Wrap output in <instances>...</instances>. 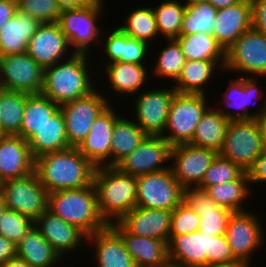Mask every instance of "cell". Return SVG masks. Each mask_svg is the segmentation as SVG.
<instances>
[{
  "label": "cell",
  "instance_id": "1",
  "mask_svg": "<svg viewBox=\"0 0 266 267\" xmlns=\"http://www.w3.org/2000/svg\"><path fill=\"white\" fill-rule=\"evenodd\" d=\"M96 167L76 147L35 158L34 170L48 193L76 189L93 183Z\"/></svg>",
  "mask_w": 266,
  "mask_h": 267
},
{
  "label": "cell",
  "instance_id": "2",
  "mask_svg": "<svg viewBox=\"0 0 266 267\" xmlns=\"http://www.w3.org/2000/svg\"><path fill=\"white\" fill-rule=\"evenodd\" d=\"M90 57L89 54L73 53L44 68L41 94L59 105L89 95L98 87L97 80H92L90 74L93 72L90 67H94L89 64Z\"/></svg>",
  "mask_w": 266,
  "mask_h": 267
},
{
  "label": "cell",
  "instance_id": "3",
  "mask_svg": "<svg viewBox=\"0 0 266 267\" xmlns=\"http://www.w3.org/2000/svg\"><path fill=\"white\" fill-rule=\"evenodd\" d=\"M93 184L97 207L107 224L119 221L136 207L137 177L120 172L116 167H96Z\"/></svg>",
  "mask_w": 266,
  "mask_h": 267
},
{
  "label": "cell",
  "instance_id": "4",
  "mask_svg": "<svg viewBox=\"0 0 266 267\" xmlns=\"http://www.w3.org/2000/svg\"><path fill=\"white\" fill-rule=\"evenodd\" d=\"M47 209L78 227L87 236L108 225L98 211L97 193L93 183L83 188L48 193Z\"/></svg>",
  "mask_w": 266,
  "mask_h": 267
},
{
  "label": "cell",
  "instance_id": "5",
  "mask_svg": "<svg viewBox=\"0 0 266 267\" xmlns=\"http://www.w3.org/2000/svg\"><path fill=\"white\" fill-rule=\"evenodd\" d=\"M104 3V0H99L96 4L83 8L62 9L57 23L74 53L92 55L93 45H100L103 27L99 26L98 22L100 23L99 20L106 9Z\"/></svg>",
  "mask_w": 266,
  "mask_h": 267
},
{
  "label": "cell",
  "instance_id": "6",
  "mask_svg": "<svg viewBox=\"0 0 266 267\" xmlns=\"http://www.w3.org/2000/svg\"><path fill=\"white\" fill-rule=\"evenodd\" d=\"M207 100L205 94L175 93L161 135L172 147L191 142L198 122L210 107Z\"/></svg>",
  "mask_w": 266,
  "mask_h": 267
},
{
  "label": "cell",
  "instance_id": "7",
  "mask_svg": "<svg viewBox=\"0 0 266 267\" xmlns=\"http://www.w3.org/2000/svg\"><path fill=\"white\" fill-rule=\"evenodd\" d=\"M229 71L266 78V35L253 27L244 32L225 52L224 74Z\"/></svg>",
  "mask_w": 266,
  "mask_h": 267
},
{
  "label": "cell",
  "instance_id": "8",
  "mask_svg": "<svg viewBox=\"0 0 266 267\" xmlns=\"http://www.w3.org/2000/svg\"><path fill=\"white\" fill-rule=\"evenodd\" d=\"M263 151L256 119L231 120L218 154L247 172Z\"/></svg>",
  "mask_w": 266,
  "mask_h": 267
},
{
  "label": "cell",
  "instance_id": "9",
  "mask_svg": "<svg viewBox=\"0 0 266 267\" xmlns=\"http://www.w3.org/2000/svg\"><path fill=\"white\" fill-rule=\"evenodd\" d=\"M0 195L7 209L26 215L33 221L47 210L48 192L35 170L23 177L1 182Z\"/></svg>",
  "mask_w": 266,
  "mask_h": 267
},
{
  "label": "cell",
  "instance_id": "10",
  "mask_svg": "<svg viewBox=\"0 0 266 267\" xmlns=\"http://www.w3.org/2000/svg\"><path fill=\"white\" fill-rule=\"evenodd\" d=\"M233 78L234 80H229L230 83H228L227 89L221 93L220 101H222L221 105L223 106H220L221 108H215L230 121L256 119L266 109V97L262 95L263 89H261L258 81H256L259 80L258 78L261 79V77L238 76ZM263 97L265 100H262ZM259 99H261V104L259 103ZM257 102L259 103V107L257 106V110L254 112L251 111L249 108L256 106L255 104H258Z\"/></svg>",
  "mask_w": 266,
  "mask_h": 267
},
{
  "label": "cell",
  "instance_id": "11",
  "mask_svg": "<svg viewBox=\"0 0 266 267\" xmlns=\"http://www.w3.org/2000/svg\"><path fill=\"white\" fill-rule=\"evenodd\" d=\"M249 211L247 209L246 211L233 212L229 218L225 234L233 257L247 267H251L253 263L251 257L255 255L256 249L260 251L259 247L261 248L265 244L263 243L265 241V228L260 222L262 214L257 215Z\"/></svg>",
  "mask_w": 266,
  "mask_h": 267
},
{
  "label": "cell",
  "instance_id": "12",
  "mask_svg": "<svg viewBox=\"0 0 266 267\" xmlns=\"http://www.w3.org/2000/svg\"><path fill=\"white\" fill-rule=\"evenodd\" d=\"M101 92L96 88L85 97L60 105L69 147H77L88 135L94 120L111 105L109 96Z\"/></svg>",
  "mask_w": 266,
  "mask_h": 267
},
{
  "label": "cell",
  "instance_id": "13",
  "mask_svg": "<svg viewBox=\"0 0 266 267\" xmlns=\"http://www.w3.org/2000/svg\"><path fill=\"white\" fill-rule=\"evenodd\" d=\"M183 202V187L171 168L137 176L136 206L174 210Z\"/></svg>",
  "mask_w": 266,
  "mask_h": 267
},
{
  "label": "cell",
  "instance_id": "14",
  "mask_svg": "<svg viewBox=\"0 0 266 267\" xmlns=\"http://www.w3.org/2000/svg\"><path fill=\"white\" fill-rule=\"evenodd\" d=\"M44 69L27 53L0 56V88L40 94Z\"/></svg>",
  "mask_w": 266,
  "mask_h": 267
},
{
  "label": "cell",
  "instance_id": "15",
  "mask_svg": "<svg viewBox=\"0 0 266 267\" xmlns=\"http://www.w3.org/2000/svg\"><path fill=\"white\" fill-rule=\"evenodd\" d=\"M171 86L142 90L132 100L136 118L133 120L147 135H162L165 131L170 103L177 92Z\"/></svg>",
  "mask_w": 266,
  "mask_h": 267
},
{
  "label": "cell",
  "instance_id": "16",
  "mask_svg": "<svg viewBox=\"0 0 266 267\" xmlns=\"http://www.w3.org/2000/svg\"><path fill=\"white\" fill-rule=\"evenodd\" d=\"M171 148L161 135H147L141 144L115 167L122 173L136 177L165 170L170 167Z\"/></svg>",
  "mask_w": 266,
  "mask_h": 267
},
{
  "label": "cell",
  "instance_id": "17",
  "mask_svg": "<svg viewBox=\"0 0 266 267\" xmlns=\"http://www.w3.org/2000/svg\"><path fill=\"white\" fill-rule=\"evenodd\" d=\"M217 154L191 144L176 145L171 148L170 168L183 188L198 187Z\"/></svg>",
  "mask_w": 266,
  "mask_h": 267
},
{
  "label": "cell",
  "instance_id": "18",
  "mask_svg": "<svg viewBox=\"0 0 266 267\" xmlns=\"http://www.w3.org/2000/svg\"><path fill=\"white\" fill-rule=\"evenodd\" d=\"M114 101L93 122L88 135L76 147L95 167H111V141L115 121L120 117Z\"/></svg>",
  "mask_w": 266,
  "mask_h": 267
},
{
  "label": "cell",
  "instance_id": "19",
  "mask_svg": "<svg viewBox=\"0 0 266 267\" xmlns=\"http://www.w3.org/2000/svg\"><path fill=\"white\" fill-rule=\"evenodd\" d=\"M26 52L43 69L69 58L74 53L57 22L41 24L28 41Z\"/></svg>",
  "mask_w": 266,
  "mask_h": 267
},
{
  "label": "cell",
  "instance_id": "20",
  "mask_svg": "<svg viewBox=\"0 0 266 267\" xmlns=\"http://www.w3.org/2000/svg\"><path fill=\"white\" fill-rule=\"evenodd\" d=\"M34 226L61 258L72 254L73 251L76 253L78 248L85 246L82 244L87 242V235L83 231L48 209L34 221Z\"/></svg>",
  "mask_w": 266,
  "mask_h": 267
},
{
  "label": "cell",
  "instance_id": "21",
  "mask_svg": "<svg viewBox=\"0 0 266 267\" xmlns=\"http://www.w3.org/2000/svg\"><path fill=\"white\" fill-rule=\"evenodd\" d=\"M183 202L200 217L199 231L212 236L225 235L233 211L216 204L204 189L183 188Z\"/></svg>",
  "mask_w": 266,
  "mask_h": 267
},
{
  "label": "cell",
  "instance_id": "22",
  "mask_svg": "<svg viewBox=\"0 0 266 267\" xmlns=\"http://www.w3.org/2000/svg\"><path fill=\"white\" fill-rule=\"evenodd\" d=\"M172 210L134 207L118 222L130 233L169 243Z\"/></svg>",
  "mask_w": 266,
  "mask_h": 267
},
{
  "label": "cell",
  "instance_id": "23",
  "mask_svg": "<svg viewBox=\"0 0 266 267\" xmlns=\"http://www.w3.org/2000/svg\"><path fill=\"white\" fill-rule=\"evenodd\" d=\"M167 246L170 267H203L211 255L212 235L198 230L174 236Z\"/></svg>",
  "mask_w": 266,
  "mask_h": 267
},
{
  "label": "cell",
  "instance_id": "24",
  "mask_svg": "<svg viewBox=\"0 0 266 267\" xmlns=\"http://www.w3.org/2000/svg\"><path fill=\"white\" fill-rule=\"evenodd\" d=\"M252 28V2H241L218 9L213 36L226 52L247 30Z\"/></svg>",
  "mask_w": 266,
  "mask_h": 267
},
{
  "label": "cell",
  "instance_id": "25",
  "mask_svg": "<svg viewBox=\"0 0 266 267\" xmlns=\"http://www.w3.org/2000/svg\"><path fill=\"white\" fill-rule=\"evenodd\" d=\"M109 225L121 236L137 267H170L163 240L130 234L118 221Z\"/></svg>",
  "mask_w": 266,
  "mask_h": 267
},
{
  "label": "cell",
  "instance_id": "26",
  "mask_svg": "<svg viewBox=\"0 0 266 267\" xmlns=\"http://www.w3.org/2000/svg\"><path fill=\"white\" fill-rule=\"evenodd\" d=\"M35 159L25 139L17 135L0 136V183L34 171Z\"/></svg>",
  "mask_w": 266,
  "mask_h": 267
},
{
  "label": "cell",
  "instance_id": "27",
  "mask_svg": "<svg viewBox=\"0 0 266 267\" xmlns=\"http://www.w3.org/2000/svg\"><path fill=\"white\" fill-rule=\"evenodd\" d=\"M89 242V243H88ZM88 246L94 247L97 267H137L126 250L121 236L108 224L104 229L87 236Z\"/></svg>",
  "mask_w": 266,
  "mask_h": 267
},
{
  "label": "cell",
  "instance_id": "28",
  "mask_svg": "<svg viewBox=\"0 0 266 267\" xmlns=\"http://www.w3.org/2000/svg\"><path fill=\"white\" fill-rule=\"evenodd\" d=\"M105 30L102 33L101 40V51L102 47L105 54V58L108 59L106 64H110L115 61L133 63V64H147L146 61H150L151 50L150 46L146 42L140 41L138 39L130 38L126 33H124L119 27L114 28L109 35L105 37ZM150 51V52H149ZM150 54V55H149ZM148 55L150 56L148 58ZM148 58V59H146ZM146 63H145V62Z\"/></svg>",
  "mask_w": 266,
  "mask_h": 267
},
{
  "label": "cell",
  "instance_id": "29",
  "mask_svg": "<svg viewBox=\"0 0 266 267\" xmlns=\"http://www.w3.org/2000/svg\"><path fill=\"white\" fill-rule=\"evenodd\" d=\"M104 65L106 66L105 69L103 67L101 69L103 72L105 70L104 74L107 77L105 78V81L108 82L106 87L109 86L114 94L121 95V97L123 95L126 97L132 95L135 98L134 96L139 94V91L144 90L143 87L150 78L148 73L149 68H146V64L115 61Z\"/></svg>",
  "mask_w": 266,
  "mask_h": 267
},
{
  "label": "cell",
  "instance_id": "30",
  "mask_svg": "<svg viewBox=\"0 0 266 267\" xmlns=\"http://www.w3.org/2000/svg\"><path fill=\"white\" fill-rule=\"evenodd\" d=\"M224 66L225 61H185L182 72L177 81L173 84V88L178 93L208 95L206 92L208 91L206 85L214 78L217 71L224 72Z\"/></svg>",
  "mask_w": 266,
  "mask_h": 267
},
{
  "label": "cell",
  "instance_id": "31",
  "mask_svg": "<svg viewBox=\"0 0 266 267\" xmlns=\"http://www.w3.org/2000/svg\"><path fill=\"white\" fill-rule=\"evenodd\" d=\"M41 23L19 11L0 29V56L25 53Z\"/></svg>",
  "mask_w": 266,
  "mask_h": 267
},
{
  "label": "cell",
  "instance_id": "32",
  "mask_svg": "<svg viewBox=\"0 0 266 267\" xmlns=\"http://www.w3.org/2000/svg\"><path fill=\"white\" fill-rule=\"evenodd\" d=\"M32 156L35 158L69 147L65 119L59 109L27 140Z\"/></svg>",
  "mask_w": 266,
  "mask_h": 267
},
{
  "label": "cell",
  "instance_id": "33",
  "mask_svg": "<svg viewBox=\"0 0 266 267\" xmlns=\"http://www.w3.org/2000/svg\"><path fill=\"white\" fill-rule=\"evenodd\" d=\"M16 256L32 267H55L63 259L35 226L16 244Z\"/></svg>",
  "mask_w": 266,
  "mask_h": 267
},
{
  "label": "cell",
  "instance_id": "34",
  "mask_svg": "<svg viewBox=\"0 0 266 267\" xmlns=\"http://www.w3.org/2000/svg\"><path fill=\"white\" fill-rule=\"evenodd\" d=\"M212 105H210L198 122L194 136L189 144L212 149L219 153L230 120Z\"/></svg>",
  "mask_w": 266,
  "mask_h": 267
},
{
  "label": "cell",
  "instance_id": "35",
  "mask_svg": "<svg viewBox=\"0 0 266 267\" xmlns=\"http://www.w3.org/2000/svg\"><path fill=\"white\" fill-rule=\"evenodd\" d=\"M129 118L120 116L115 121L111 141V167H115L133 152L147 136L131 118V115Z\"/></svg>",
  "mask_w": 266,
  "mask_h": 267
},
{
  "label": "cell",
  "instance_id": "36",
  "mask_svg": "<svg viewBox=\"0 0 266 267\" xmlns=\"http://www.w3.org/2000/svg\"><path fill=\"white\" fill-rule=\"evenodd\" d=\"M250 187L248 174L244 172L237 180L208 186L205 191L216 204L241 212L247 209L244 202L253 192Z\"/></svg>",
  "mask_w": 266,
  "mask_h": 267
},
{
  "label": "cell",
  "instance_id": "37",
  "mask_svg": "<svg viewBox=\"0 0 266 267\" xmlns=\"http://www.w3.org/2000/svg\"><path fill=\"white\" fill-rule=\"evenodd\" d=\"M60 109V105L40 94H28L20 128L26 141Z\"/></svg>",
  "mask_w": 266,
  "mask_h": 267
},
{
  "label": "cell",
  "instance_id": "38",
  "mask_svg": "<svg viewBox=\"0 0 266 267\" xmlns=\"http://www.w3.org/2000/svg\"><path fill=\"white\" fill-rule=\"evenodd\" d=\"M185 60L225 61V51L212 34L198 32L176 38Z\"/></svg>",
  "mask_w": 266,
  "mask_h": 267
},
{
  "label": "cell",
  "instance_id": "39",
  "mask_svg": "<svg viewBox=\"0 0 266 267\" xmlns=\"http://www.w3.org/2000/svg\"><path fill=\"white\" fill-rule=\"evenodd\" d=\"M125 16L124 24L122 23L118 27L130 38L146 42L148 45L150 43L152 45V43L156 42L157 38H161L157 30L152 6L148 5L146 7L145 5L144 7L142 5L139 8H132V11Z\"/></svg>",
  "mask_w": 266,
  "mask_h": 267
},
{
  "label": "cell",
  "instance_id": "40",
  "mask_svg": "<svg viewBox=\"0 0 266 267\" xmlns=\"http://www.w3.org/2000/svg\"><path fill=\"white\" fill-rule=\"evenodd\" d=\"M27 93L0 88L1 136H20Z\"/></svg>",
  "mask_w": 266,
  "mask_h": 267
},
{
  "label": "cell",
  "instance_id": "41",
  "mask_svg": "<svg viewBox=\"0 0 266 267\" xmlns=\"http://www.w3.org/2000/svg\"><path fill=\"white\" fill-rule=\"evenodd\" d=\"M185 8L180 0H164L159 5L152 6L157 30L159 36H163V40L176 39L180 36Z\"/></svg>",
  "mask_w": 266,
  "mask_h": 267
},
{
  "label": "cell",
  "instance_id": "42",
  "mask_svg": "<svg viewBox=\"0 0 266 267\" xmlns=\"http://www.w3.org/2000/svg\"><path fill=\"white\" fill-rule=\"evenodd\" d=\"M165 42L168 44L162 45V50L159 53L157 52L159 55L155 59L154 65H152L154 67H152L151 73L154 77L169 79L175 83L186 60L176 39H166Z\"/></svg>",
  "mask_w": 266,
  "mask_h": 267
},
{
  "label": "cell",
  "instance_id": "43",
  "mask_svg": "<svg viewBox=\"0 0 266 267\" xmlns=\"http://www.w3.org/2000/svg\"><path fill=\"white\" fill-rule=\"evenodd\" d=\"M218 10L209 2L187 5L182 19L180 35L198 32L214 34Z\"/></svg>",
  "mask_w": 266,
  "mask_h": 267
},
{
  "label": "cell",
  "instance_id": "44",
  "mask_svg": "<svg viewBox=\"0 0 266 267\" xmlns=\"http://www.w3.org/2000/svg\"><path fill=\"white\" fill-rule=\"evenodd\" d=\"M244 172L238 165L217 154L198 188L205 190L211 185L237 180Z\"/></svg>",
  "mask_w": 266,
  "mask_h": 267
},
{
  "label": "cell",
  "instance_id": "45",
  "mask_svg": "<svg viewBox=\"0 0 266 267\" xmlns=\"http://www.w3.org/2000/svg\"><path fill=\"white\" fill-rule=\"evenodd\" d=\"M17 8L41 24L58 22L62 11L56 0H17Z\"/></svg>",
  "mask_w": 266,
  "mask_h": 267
},
{
  "label": "cell",
  "instance_id": "46",
  "mask_svg": "<svg viewBox=\"0 0 266 267\" xmlns=\"http://www.w3.org/2000/svg\"><path fill=\"white\" fill-rule=\"evenodd\" d=\"M34 226V221L28 216L6 209L0 220V236L17 244Z\"/></svg>",
  "mask_w": 266,
  "mask_h": 267
},
{
  "label": "cell",
  "instance_id": "47",
  "mask_svg": "<svg viewBox=\"0 0 266 267\" xmlns=\"http://www.w3.org/2000/svg\"><path fill=\"white\" fill-rule=\"evenodd\" d=\"M199 226V215L193 209L189 208L184 202H182L172 211L169 241L174 236L194 233L195 231L199 230Z\"/></svg>",
  "mask_w": 266,
  "mask_h": 267
},
{
  "label": "cell",
  "instance_id": "48",
  "mask_svg": "<svg viewBox=\"0 0 266 267\" xmlns=\"http://www.w3.org/2000/svg\"><path fill=\"white\" fill-rule=\"evenodd\" d=\"M207 256V264L229 263L237 261L232 254L225 235L212 236L211 255Z\"/></svg>",
  "mask_w": 266,
  "mask_h": 267
},
{
  "label": "cell",
  "instance_id": "49",
  "mask_svg": "<svg viewBox=\"0 0 266 267\" xmlns=\"http://www.w3.org/2000/svg\"><path fill=\"white\" fill-rule=\"evenodd\" d=\"M250 186L257 185L260 183H266V150H264L253 163L251 168L247 171Z\"/></svg>",
  "mask_w": 266,
  "mask_h": 267
},
{
  "label": "cell",
  "instance_id": "50",
  "mask_svg": "<svg viewBox=\"0 0 266 267\" xmlns=\"http://www.w3.org/2000/svg\"><path fill=\"white\" fill-rule=\"evenodd\" d=\"M252 27L266 35V0H251Z\"/></svg>",
  "mask_w": 266,
  "mask_h": 267
},
{
  "label": "cell",
  "instance_id": "51",
  "mask_svg": "<svg viewBox=\"0 0 266 267\" xmlns=\"http://www.w3.org/2000/svg\"><path fill=\"white\" fill-rule=\"evenodd\" d=\"M18 11L17 0H0V29Z\"/></svg>",
  "mask_w": 266,
  "mask_h": 267
},
{
  "label": "cell",
  "instance_id": "52",
  "mask_svg": "<svg viewBox=\"0 0 266 267\" xmlns=\"http://www.w3.org/2000/svg\"><path fill=\"white\" fill-rule=\"evenodd\" d=\"M15 256L16 244L4 236H0V266Z\"/></svg>",
  "mask_w": 266,
  "mask_h": 267
},
{
  "label": "cell",
  "instance_id": "53",
  "mask_svg": "<svg viewBox=\"0 0 266 267\" xmlns=\"http://www.w3.org/2000/svg\"><path fill=\"white\" fill-rule=\"evenodd\" d=\"M61 9L83 8L96 4L99 0H56Z\"/></svg>",
  "mask_w": 266,
  "mask_h": 267
},
{
  "label": "cell",
  "instance_id": "54",
  "mask_svg": "<svg viewBox=\"0 0 266 267\" xmlns=\"http://www.w3.org/2000/svg\"><path fill=\"white\" fill-rule=\"evenodd\" d=\"M256 121L261 134L263 149L266 150V109L259 117L256 118Z\"/></svg>",
  "mask_w": 266,
  "mask_h": 267
},
{
  "label": "cell",
  "instance_id": "55",
  "mask_svg": "<svg viewBox=\"0 0 266 267\" xmlns=\"http://www.w3.org/2000/svg\"><path fill=\"white\" fill-rule=\"evenodd\" d=\"M0 267H32L30 266L23 258L18 256L9 259L6 263H4Z\"/></svg>",
  "mask_w": 266,
  "mask_h": 267
},
{
  "label": "cell",
  "instance_id": "56",
  "mask_svg": "<svg viewBox=\"0 0 266 267\" xmlns=\"http://www.w3.org/2000/svg\"><path fill=\"white\" fill-rule=\"evenodd\" d=\"M241 1L242 0H208V2L212 4L217 10L220 8L235 5Z\"/></svg>",
  "mask_w": 266,
  "mask_h": 267
},
{
  "label": "cell",
  "instance_id": "57",
  "mask_svg": "<svg viewBox=\"0 0 266 267\" xmlns=\"http://www.w3.org/2000/svg\"><path fill=\"white\" fill-rule=\"evenodd\" d=\"M203 267H247L244 263L240 261H232L229 263H214V264H206Z\"/></svg>",
  "mask_w": 266,
  "mask_h": 267
},
{
  "label": "cell",
  "instance_id": "58",
  "mask_svg": "<svg viewBox=\"0 0 266 267\" xmlns=\"http://www.w3.org/2000/svg\"><path fill=\"white\" fill-rule=\"evenodd\" d=\"M185 6L193 5V4H200V3H207L208 0H180Z\"/></svg>",
  "mask_w": 266,
  "mask_h": 267
},
{
  "label": "cell",
  "instance_id": "59",
  "mask_svg": "<svg viewBox=\"0 0 266 267\" xmlns=\"http://www.w3.org/2000/svg\"><path fill=\"white\" fill-rule=\"evenodd\" d=\"M6 209H7V208H6L4 199H3L2 196L0 195V220H1L2 215H3V213L5 212Z\"/></svg>",
  "mask_w": 266,
  "mask_h": 267
}]
</instances>
